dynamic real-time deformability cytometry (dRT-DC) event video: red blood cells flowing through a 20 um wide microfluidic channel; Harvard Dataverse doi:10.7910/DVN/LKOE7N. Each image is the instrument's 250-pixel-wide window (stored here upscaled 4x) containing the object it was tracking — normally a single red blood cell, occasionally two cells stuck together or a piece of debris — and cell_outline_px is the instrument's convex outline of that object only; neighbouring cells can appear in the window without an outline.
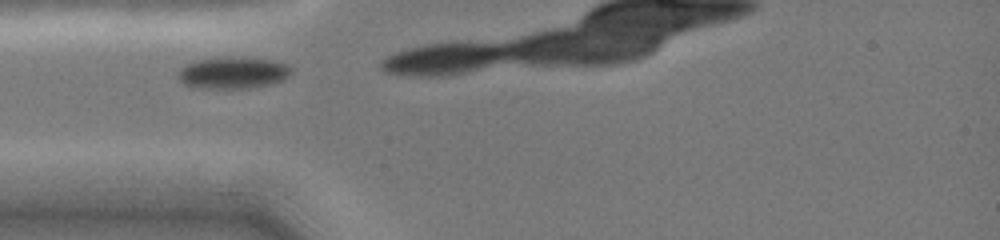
{"species": "common noctule bat (a hibernating species)", "species_latin": "Nyctalus noctula", "temperature_condition": "cold", "stored_images_in_passage": 4, "camera_frame_rate_fps": 3000, "um_per_image_px": 0.085, "animal": {"sex": "female", "body_mass_g": 19.0, "forearm_length_mm": 51.5}, "frame": {"image": 1, "passage_image": 1, "time_ms": 0.0, "image_size_px": [1000, 240], "cell_outline_px": [[292, 72], [288, 76], [280, 80], [256, 88], [196, 88], [184, 84], [180, 80], [180, 68], [196, 60], [232, 56], [272, 60], [288, 64], [292, 68]], "centroid_in_image_um": [19.83, 6.18], "position_along_channel_um": 65.2, "area_um2": 20.87}}